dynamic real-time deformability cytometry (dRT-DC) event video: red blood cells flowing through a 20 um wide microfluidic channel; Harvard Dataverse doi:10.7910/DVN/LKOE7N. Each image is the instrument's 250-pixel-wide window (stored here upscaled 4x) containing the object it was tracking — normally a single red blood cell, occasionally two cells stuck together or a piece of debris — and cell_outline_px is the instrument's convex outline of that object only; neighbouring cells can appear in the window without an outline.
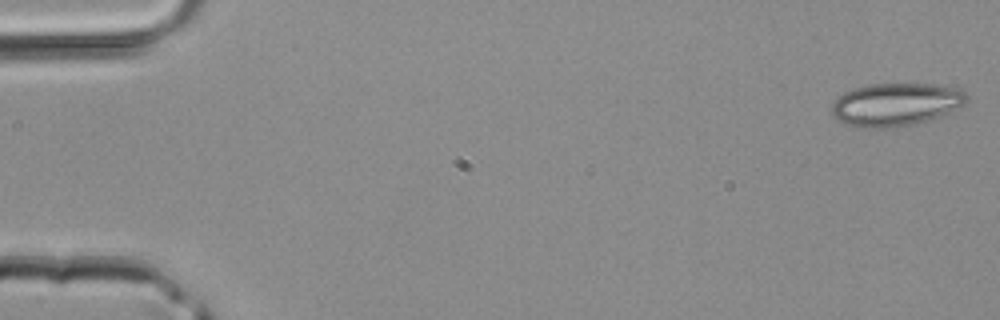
{"species": "common noctule bat (a hibernating species)", "species_latin": "Nyctalus noctula", "temperature_condition": "room temperature", "stored_images_in_passage": 44, "camera_frame_rate_fps": 3000, "um_per_image_px": 0.085, "animal": {"sex": "male", "body_mass_g": 20.4}, "frame": {"image": 1, "passage_image": 1, "time_ms": 0.0, "image_size_px": [1000, 320], "cell_outline_px": [[968, 100], [964, 104], [924, 124], [884, 128], [864, 128], [848, 124], [840, 120], [832, 112], [832, 104], [836, 96], [852, 88], [872, 84], [932, 84], [960, 88], [968, 96]], "centroid_in_image_um": [76.17, 8.88], "position_along_channel_um": 8.8, "area_um2": 34.04}}
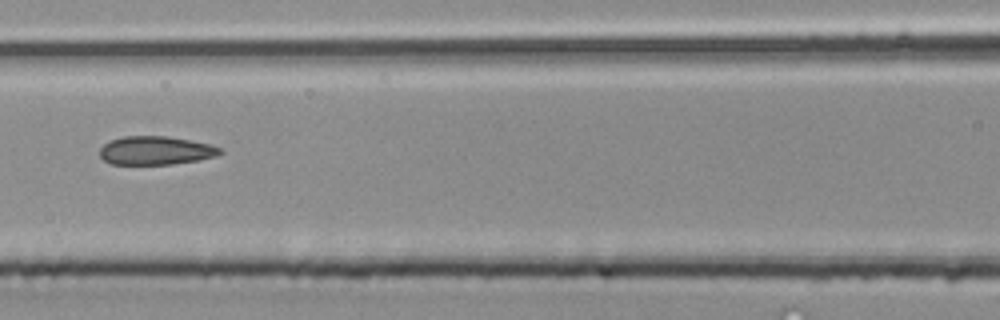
{"frame": {"image": 2, "passage_image": 20, "time_ms": 6.333, "image_size_px": [1000, 320], "cell_outline_px": [[224, 152], [216, 156], [196, 160], [172, 164], [112, 164], [104, 160], [100, 156], [100, 148], [104, 144], [112, 140], [124, 136], [168, 136], [192, 140], [212, 144], [220, 148]], "centroid_in_image_um": [13.26, 12.78], "position_along_channel_um": 153.3, "area_um2": 20.0}}
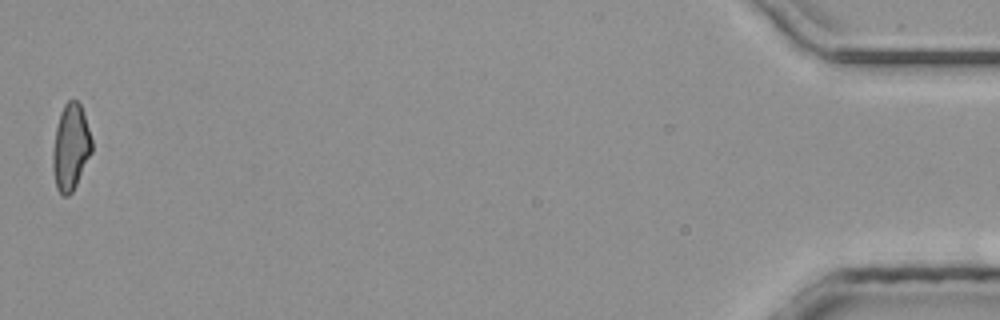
{"frame": {"image": 3, "passage_image": 44, "time_ms": 14.333, "image_size_px": [1000, 320], "cell_outline_px": [[92, 152], [72, 192], [68, 196], [60, 196], [56, 188], [52, 168], [52, 148], [56, 128], [60, 112], [64, 104], [68, 100], [76, 100], [80, 104], [92, 140]], "centroid_in_image_um": [5.98, 12.54], "position_along_channel_um": 429.2, "area_um2": 19.65}}